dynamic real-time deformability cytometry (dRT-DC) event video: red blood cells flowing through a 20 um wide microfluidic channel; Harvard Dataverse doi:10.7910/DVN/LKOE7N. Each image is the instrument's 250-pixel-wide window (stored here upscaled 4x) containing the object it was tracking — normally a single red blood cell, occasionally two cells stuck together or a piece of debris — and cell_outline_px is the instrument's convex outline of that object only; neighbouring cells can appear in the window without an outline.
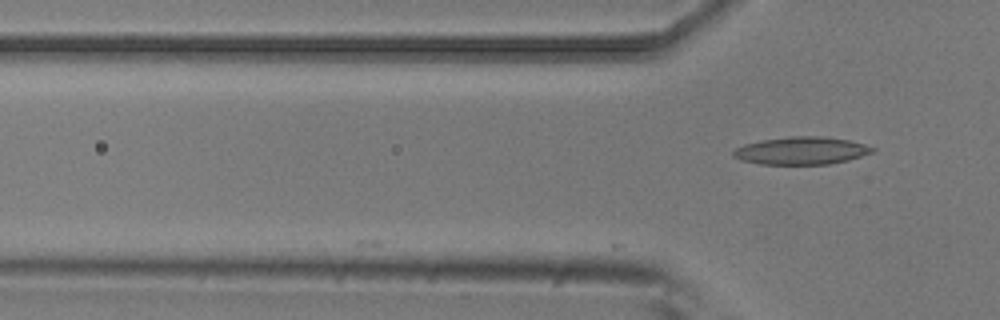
{"species": "common noctule bat (a hibernating species)", "species_latin": "Nyctalus noctula", "temperature_condition": "room temperature", "stored_images_in_passage": 4, "camera_frame_rate_fps": 3000, "um_per_image_px": 0.085, "animal": {"sex": "male", "body_mass_g": 20.5, "forearm_length_mm": 52.5}, "frame": {"image": 1, "passage_image": 4, "time_ms": 1.0, "image_size_px": [1000, 320], "cell_outline_px": [[876, 148], [872, 152], [848, 160], [828, 164], [760, 164], [740, 160], [732, 156], [732, 152], [736, 148], [744, 144], [760, 140], [792, 136], [824, 136], [848, 140], [864, 144]], "centroid_in_image_um": [68.08, 12.8], "position_along_channel_um": 57.7, "area_um2": 22.37}}